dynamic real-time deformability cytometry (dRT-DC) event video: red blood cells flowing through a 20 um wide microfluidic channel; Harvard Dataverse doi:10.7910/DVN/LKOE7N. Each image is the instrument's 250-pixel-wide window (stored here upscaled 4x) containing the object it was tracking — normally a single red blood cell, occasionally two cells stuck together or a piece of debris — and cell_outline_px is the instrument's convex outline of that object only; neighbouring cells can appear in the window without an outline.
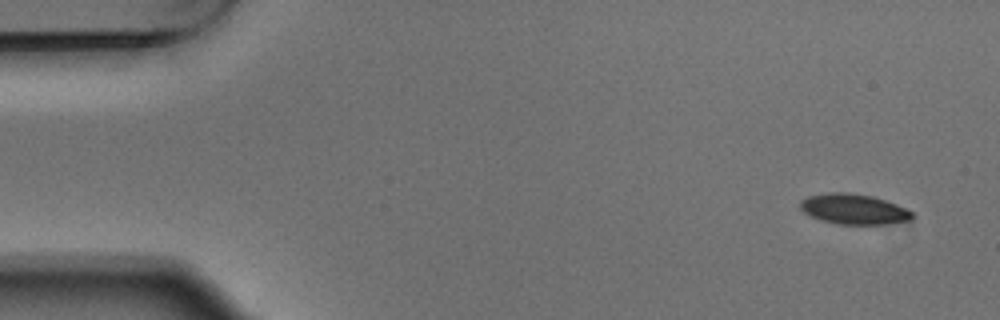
{"species": "Egyptian fruit bat (a non-hibernating species)", "species_latin": "Rousettus aegyptiacus", "temperature_condition": "warm", "stored_images_in_passage": 4, "camera_frame_rate_fps": 3000, "um_per_image_px": 0.085, "animal": {"sex": "male"}, "frame": {"image": 1, "passage_image": 1, "time_ms": 0.0, "image_size_px": [1000, 320], "cell_outline_px": [[912, 220], [880, 224], [836, 224], [820, 220], [804, 212], [800, 208], [800, 200], [808, 196], [828, 192], [848, 192], [872, 196], [896, 204], [912, 212]], "centroid_in_image_um": [72.53, 17.77], "position_along_channel_um": 12.5, "area_um2": 19.65}}
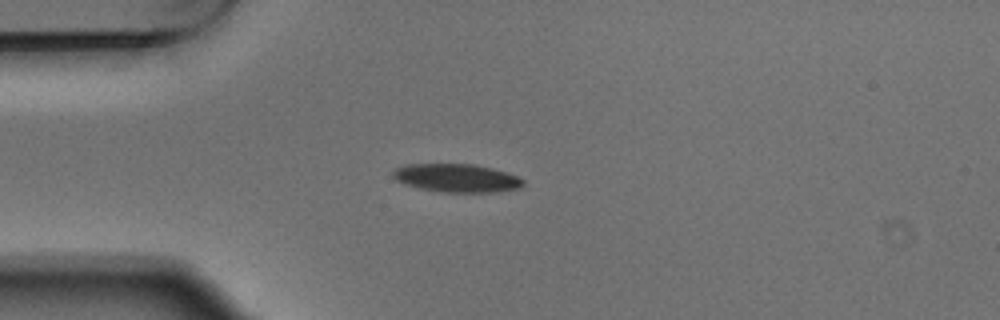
{"frame": {"image": 2, "passage_image": 4, "time_ms": 1.0, "image_size_px": [1000, 320], "cell_outline_px": [[524, 184], [520, 188], [496, 192], [444, 192], [420, 188], [396, 180], [392, 176], [392, 172], [396, 168], [408, 164], [472, 164], [492, 168], [508, 172], [524, 180]], "centroid_in_image_um": [38.85, 15.13], "position_along_channel_um": 46.1, "area_um2": 21.33}}